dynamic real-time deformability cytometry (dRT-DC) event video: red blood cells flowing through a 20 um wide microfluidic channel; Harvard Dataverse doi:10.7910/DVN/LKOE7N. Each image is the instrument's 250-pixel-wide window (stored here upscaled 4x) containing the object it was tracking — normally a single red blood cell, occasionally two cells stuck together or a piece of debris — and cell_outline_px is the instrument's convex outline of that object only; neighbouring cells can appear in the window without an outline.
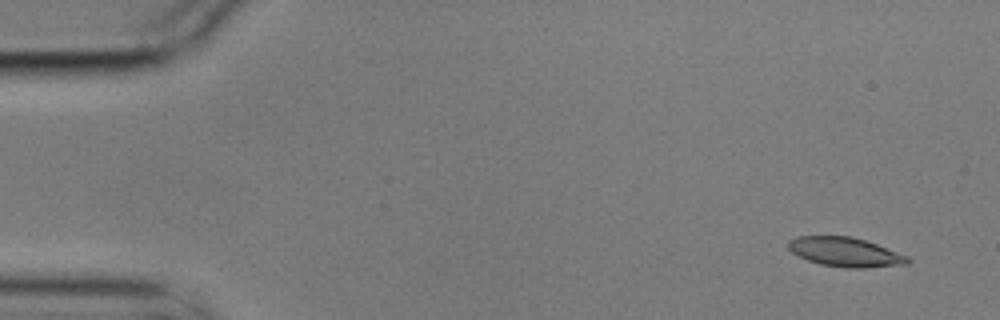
{"species": "common noctule bat (a hibernating species)", "species_latin": "Nyctalus noctula", "temperature_condition": "cold", "stored_images_in_passage": 6, "camera_frame_rate_fps": 3000, "um_per_image_px": 0.085, "animal": {"sex": "male", "body_mass_g": 17.9}, "frame": {"image": 1, "passage_image": 1, "time_ms": 0.0, "image_size_px": [1000, 320], "cell_outline_px": [[912, 260], [908, 264], [864, 268], [844, 268], [820, 264], [808, 260], [792, 252], [788, 248], [788, 240], [796, 236], [852, 236], [876, 244], [908, 256]], "centroid_in_image_um": [71.85, 21.43], "position_along_channel_um": 13.2, "area_um2": 20.4}}
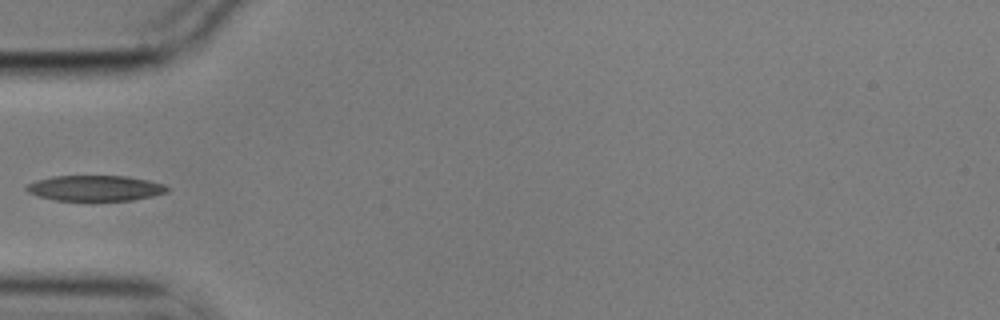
{"frame": {"image": 2, "passage_image": 5, "time_ms": 1.333, "image_size_px": [1000, 320], "cell_outline_px": [[168, 192], [152, 196], [132, 200], [92, 204], [56, 200], [40, 196], [28, 192], [24, 188], [28, 184], [36, 180], [52, 176], [128, 176], [148, 180], [164, 184], [168, 188]], "centroid_in_image_um": [8.09, 16.04], "position_along_channel_um": 76.9, "area_um2": 21.91}}
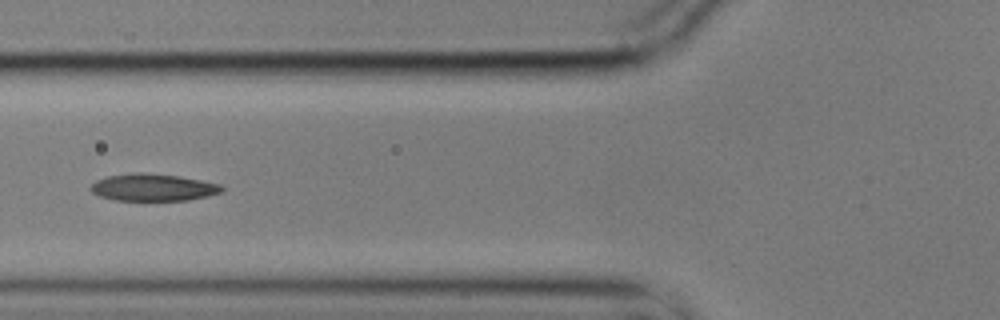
{"frame": {"image": 3, "passage_image": 6, "time_ms": 1.667, "image_size_px": [1000, 320], "cell_outline_px": [[224, 192], [208, 196], [188, 200], [116, 200], [100, 196], [92, 192], [88, 188], [96, 180], [108, 176], [132, 172], [140, 172], [180, 176], [220, 184], [224, 188]], "centroid_in_image_um": [13.02, 15.92], "position_along_channel_um": 112.8, "area_um2": 20.81}}